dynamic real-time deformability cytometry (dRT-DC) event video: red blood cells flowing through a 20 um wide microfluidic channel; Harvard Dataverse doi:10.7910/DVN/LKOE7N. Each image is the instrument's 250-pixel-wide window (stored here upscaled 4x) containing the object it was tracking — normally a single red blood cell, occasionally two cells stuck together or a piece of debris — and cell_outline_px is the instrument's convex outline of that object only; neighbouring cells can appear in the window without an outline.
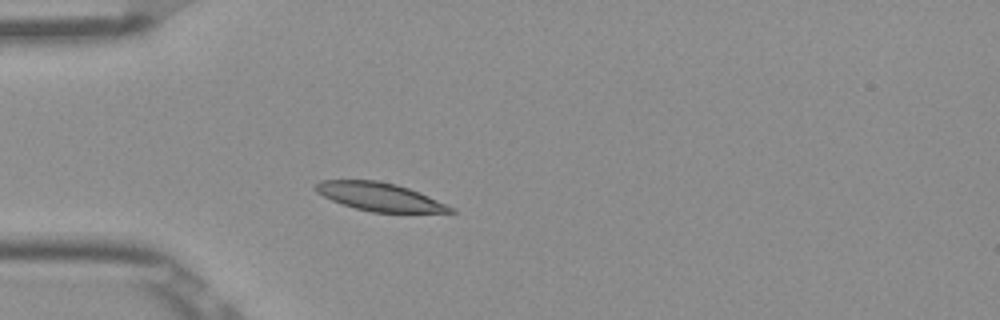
{"species": "Egyptian fruit bat (a non-hibernating species)", "species_latin": "Rousettus aegyptiacus", "temperature_condition": "room temperature", "stored_images_in_passage": 39, "camera_frame_rate_fps": 3000, "um_per_image_px": 0.085, "frame": {"image": 1, "passage_image": 1, "time_ms": 0.0, "image_size_px": [1000, 320], "cell_outline_px": [[456, 212], [372, 212], [356, 208], [332, 200], [316, 192], [312, 188], [320, 180], [376, 180], [396, 184], [408, 188], [428, 196], [456, 208]], "centroid_in_image_um": [32.25, 16.72], "position_along_channel_um": 52.7, "area_um2": 21.96}}
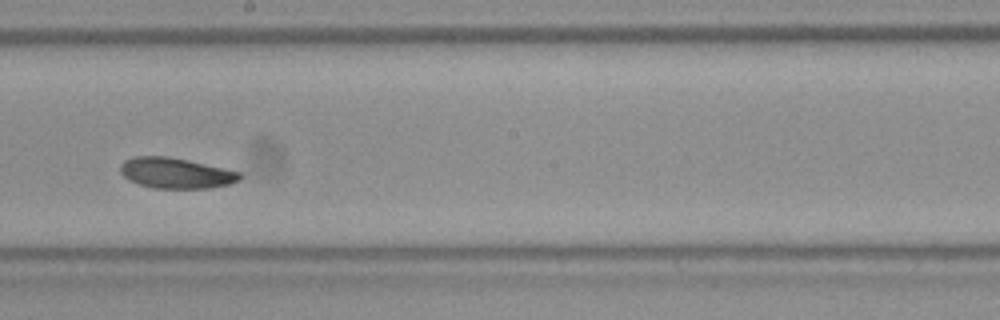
{"frame": {"image": 2, "passage_image": 16, "time_ms": 5.0, "image_size_px": [1000, 320], "cell_outline_px": [[244, 176], [240, 180], [232, 184], [208, 188], [152, 188], [128, 180], [120, 172], [120, 164], [124, 160], [132, 156], [168, 156], [188, 160], [224, 168], [240, 172]], "centroid_in_image_um": [14.95, 14.71], "position_along_channel_um": 233.2, "area_um2": 21.5}}
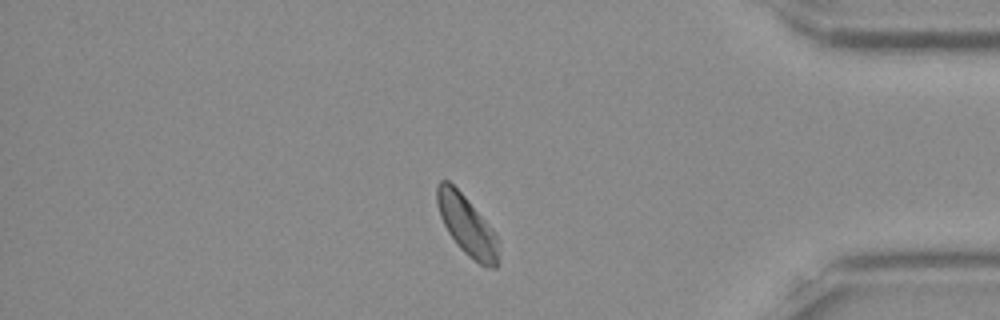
{"frame": {"image": 3, "passage_image": 31, "time_ms": 10.0, "image_size_px": [1000, 320], "cell_outline_px": [[500, 264], [496, 268], [492, 268], [480, 264], [468, 256], [456, 244], [448, 232], [440, 216], [436, 204], [436, 184], [440, 180], [448, 180], [464, 196], [496, 232], [500, 240]], "centroid_in_image_um": [39.73, 19.2], "position_along_channel_um": 395.5, "area_um2": 21.79}, "authors_computed_cell_mechanics": {"area_um2": 21.675, "velocity_mm_per_s": 3.8206, "shape_relaxation_time_tau1_ms": 2.8768, "shape_relaxation_time_tau2_ms": 10.94, "deformation_change_tau1": 0.0869, "deformation_change_tau2": 0.1312}}